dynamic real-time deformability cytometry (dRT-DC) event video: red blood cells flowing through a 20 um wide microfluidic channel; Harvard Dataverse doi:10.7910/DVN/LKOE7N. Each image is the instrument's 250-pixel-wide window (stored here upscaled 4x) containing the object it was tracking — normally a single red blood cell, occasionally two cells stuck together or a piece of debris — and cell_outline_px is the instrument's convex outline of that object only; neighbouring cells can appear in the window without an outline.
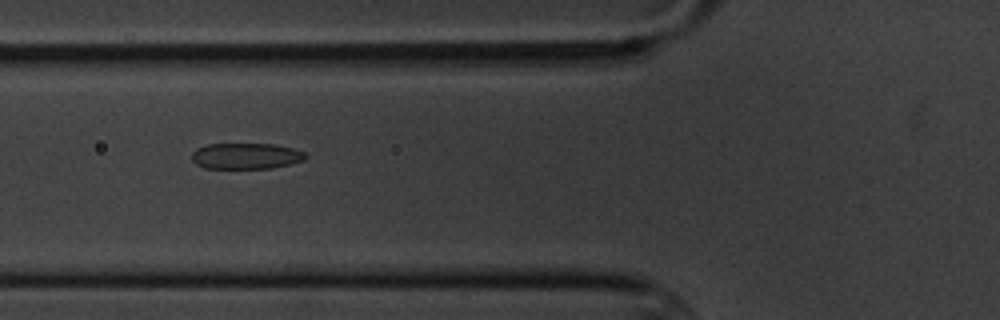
{"species": "common noctule bat (a hibernating species)", "species_latin": "Nyctalus noctula", "temperature_condition": "cold", "stored_images_in_passage": 8, "camera_frame_rate_fps": 3000, "um_per_image_px": 0.085, "animal": {"sex": "male", "body_mass_g": 20.1, "forearm_length_mm": 53.5}, "frame": {"image": 1, "passage_image": 7, "time_ms": 7.667, "image_size_px": [1000, 320], "cell_outline_px": [[308, 156], [304, 160], [272, 168], [204, 168], [196, 164], [192, 160], [192, 152], [196, 148], [208, 144], [276, 144], [292, 148], [304, 152]], "centroid_in_image_um": [20.89, 13.26], "position_along_channel_um": 104.9, "area_um2": 17.22}}
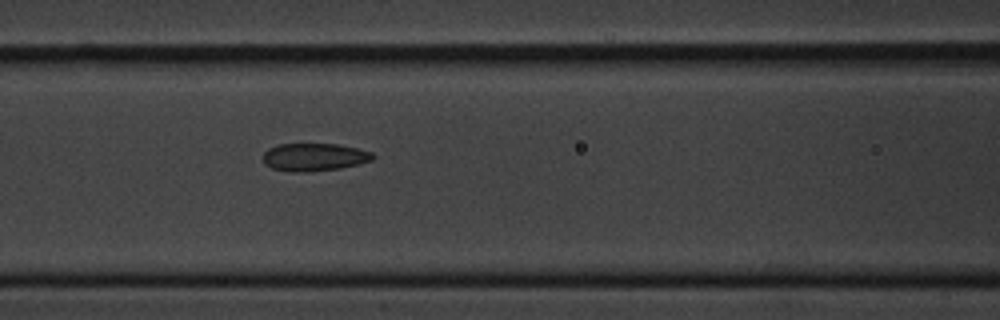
{"frame": {"image": 2, "passage_image": 8, "time_ms": 8.667, "image_size_px": [1000, 320], "cell_outline_px": [[376, 156], [372, 160], [360, 164], [340, 168], [300, 172], [296, 172], [272, 168], [264, 164], [264, 152], [268, 148], [280, 144], [336, 144], [360, 148], [372, 152]], "centroid_in_image_um": [26.75, 13.34], "position_along_channel_um": 139.9, "area_um2": 17.74}}